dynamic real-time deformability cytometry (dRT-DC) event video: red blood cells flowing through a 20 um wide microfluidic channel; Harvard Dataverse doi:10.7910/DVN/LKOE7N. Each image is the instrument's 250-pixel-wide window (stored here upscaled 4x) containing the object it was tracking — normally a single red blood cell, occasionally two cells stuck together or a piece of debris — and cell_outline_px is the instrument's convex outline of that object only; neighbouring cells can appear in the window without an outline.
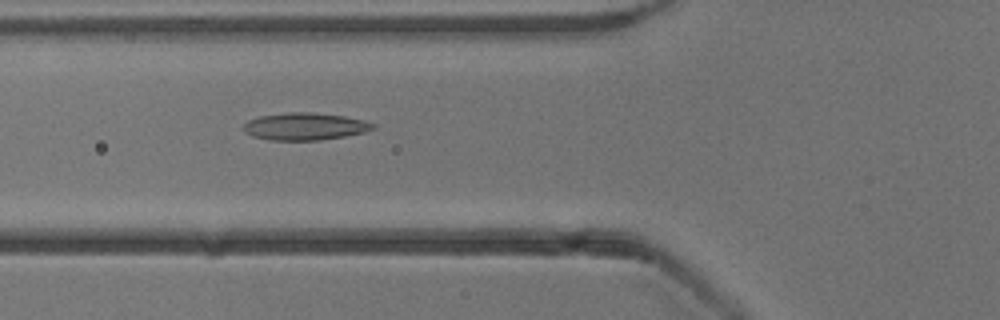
{"species": "common noctule bat (a hibernating species)", "species_latin": "Nyctalus noctula", "temperature_condition": "cold", "stored_images_in_passage": 35, "camera_frame_rate_fps": 3000, "um_per_image_px": 0.085, "animal": {"sex": "male", "body_mass_g": 13.3}, "frame": {"image": 1, "passage_image": 5, "time_ms": 1.333, "image_size_px": [1000, 320], "cell_outline_px": [[376, 128], [364, 132], [344, 136], [320, 140], [272, 140], [252, 136], [244, 132], [240, 128], [248, 120], [260, 116], [288, 112], [312, 112], [344, 116], [364, 120], [376, 124]], "centroid_in_image_um": [25.9, 10.74], "position_along_channel_um": 99.9, "area_um2": 20.69}}
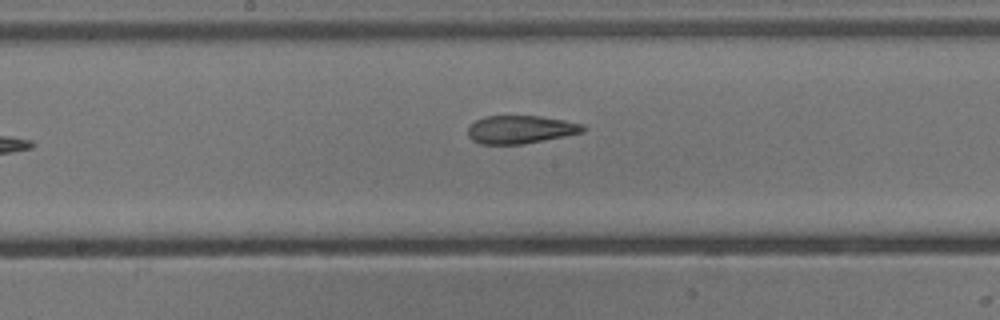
{"frame": {"image": 2, "passage_image": 13, "time_ms": 4.0, "image_size_px": [1000, 320], "cell_outline_px": [[588, 128], [584, 132], [564, 136], [520, 144], [480, 144], [472, 140], [468, 136], [468, 128], [476, 120], [484, 116], [540, 116], [564, 120], [584, 124]], "centroid_in_image_um": [44.26, 11.0], "position_along_channel_um": 203.9, "area_um2": 18.79}}
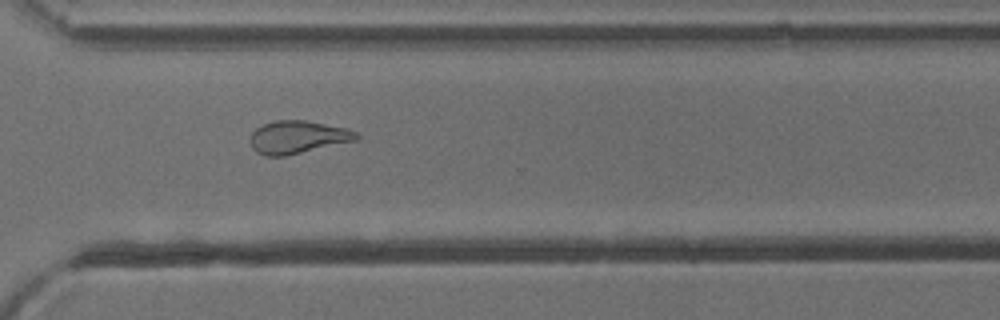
{"frame": {"image": 3, "passage_image": 24, "time_ms": 7.667, "image_size_px": [1000, 320], "cell_outline_px": [[360, 140], [284, 156], [264, 156], [256, 152], [252, 148], [252, 132], [256, 128], [264, 124], [276, 120], [308, 120], [344, 128], [356, 132], [360, 136]], "centroid_in_image_um": [25.34, 11.66], "position_along_channel_um": 345.3, "area_um2": 20.29}, "authors_computed_cell_mechanics": {"area_um2": 20.1722, "velocity_mm_per_s": 3.8743, "shape_relaxation_time_tau1_ms": null, "shape_relaxation_time_tau2_ms": 3.371, "deformation_change_tau1": null, "deformation_change_tau2": 0.1136}}